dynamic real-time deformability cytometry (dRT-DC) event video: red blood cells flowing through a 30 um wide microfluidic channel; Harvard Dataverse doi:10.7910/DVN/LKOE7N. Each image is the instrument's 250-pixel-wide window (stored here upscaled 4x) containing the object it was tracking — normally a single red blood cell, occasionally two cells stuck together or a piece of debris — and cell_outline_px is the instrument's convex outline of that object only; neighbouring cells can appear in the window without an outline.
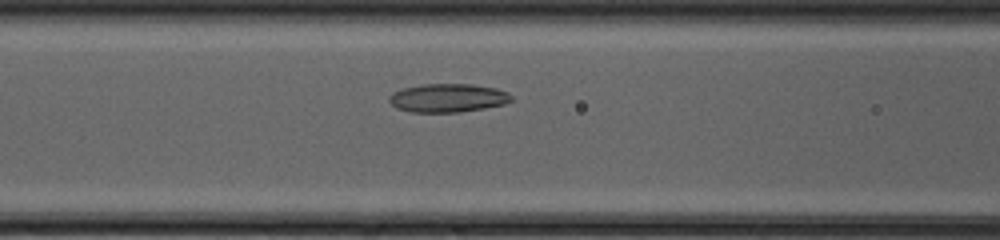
{"species": "common noctule bat (a hibernating species)", "species_latin": "Nyctalus noctula", "temperature_condition": "cold", "stored_images_in_passage": 39, "camera_frame_rate_fps": 3000, "um_per_image_px": 0.085, "animal": {"sex": "female", "body_mass_g": 20.0, "forearm_length_mm": 54.0}, "frame": {"image": 1, "passage_image": 11, "time_ms": 3.333, "image_size_px": [1000, 240], "cell_outline_px": [[512, 100], [504, 104], [484, 108], [460, 112], [412, 112], [396, 108], [388, 100], [388, 96], [392, 92], [404, 88], [420, 84], [472, 84], [496, 88], [508, 92], [512, 96]], "centroid_in_image_um": [38.05, 8.32], "position_along_channel_um": 128.5, "area_um2": 20.4}}
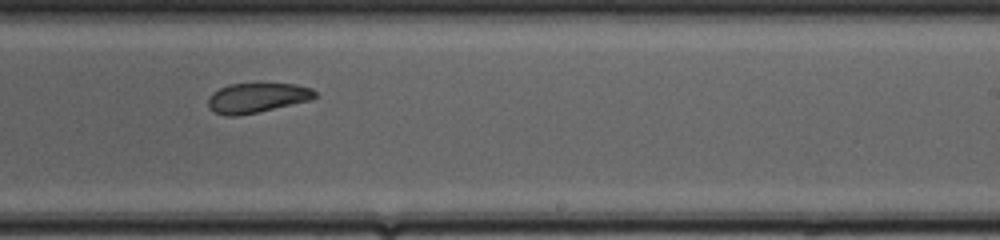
{"frame": {"image": 2, "passage_image": 21, "time_ms": 6.667, "image_size_px": [1000, 240], "cell_outline_px": [[316, 96], [312, 100], [240, 116], [224, 116], [208, 108], [208, 96], [212, 92], [228, 84], [296, 84], [312, 88], [316, 92]], "centroid_in_image_um": [21.83, 8.32], "position_along_channel_um": 267.2, "area_um2": 18.67}}
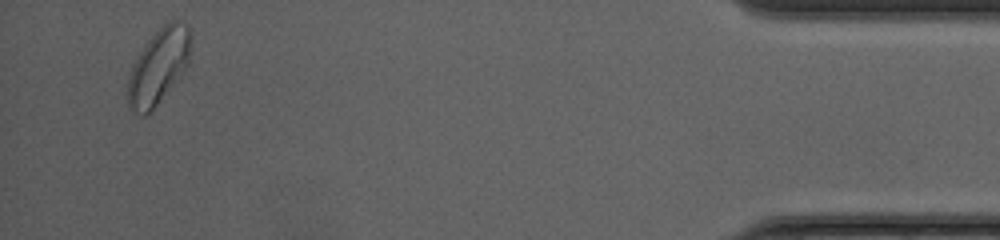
{"frame": {"image": 3, "passage_image": 37, "time_ms": 12.0, "image_size_px": [1000, 240], "cell_outline_px": [[188, 64], [184, 72], [156, 104], [144, 116], [128, 108], [128, 72], [132, 64], [144, 44], [164, 24], [172, 20], [176, 20], [188, 24]], "centroid_in_image_um": [13.43, 5.64], "position_along_channel_um": 421.8, "area_um2": 26.93}, "authors_computed_cell_mechanics": {"area_um2": 20.9236, "velocity_mm_per_s": 4.1771, "shape_relaxation_time_tau1_ms": null, "shape_relaxation_time_tau2_ms": 4.4031, "deformation_change_tau1": null, "deformation_change_tau2": 0.1243}}